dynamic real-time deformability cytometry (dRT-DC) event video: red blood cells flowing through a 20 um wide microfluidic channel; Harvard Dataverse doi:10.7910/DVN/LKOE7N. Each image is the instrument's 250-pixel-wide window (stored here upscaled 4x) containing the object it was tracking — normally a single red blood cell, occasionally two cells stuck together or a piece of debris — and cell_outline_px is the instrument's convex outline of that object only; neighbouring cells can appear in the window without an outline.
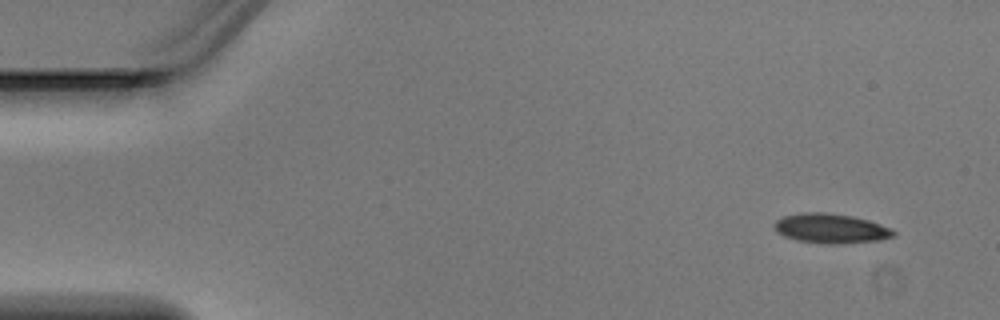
{"species": "Egyptian fruit bat (a non-hibernating species)", "species_latin": "Rousettus aegyptiacus", "temperature_condition": "warm", "stored_images_in_passage": 6, "camera_frame_rate_fps": 3000, "um_per_image_px": 0.085, "animal": {"sex": "male"}, "frame": {"image": 1, "passage_image": 1, "time_ms": 0.0, "image_size_px": [1000, 320], "cell_outline_px": [[896, 236], [880, 240], [844, 244], [824, 244], [796, 240], [784, 236], [776, 232], [776, 220], [784, 216], [804, 212], [828, 212], [852, 216], [868, 220], [892, 228], [896, 232]], "centroid_in_image_um": [70.67, 19.43], "position_along_channel_um": 14.3, "area_um2": 20.75}}
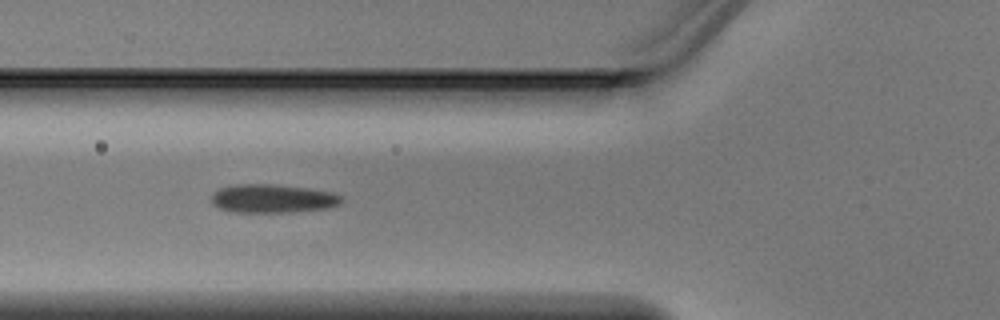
{"frame": {"image": 2, "passage_image": 5, "time_ms": 1.333, "image_size_px": [1000, 320], "cell_outline_px": [[344, 200], [340, 204], [328, 208], [280, 212], [236, 212], [220, 208], [212, 204], [212, 192], [220, 188], [236, 184], [272, 184], [304, 188], [332, 192], [340, 196]], "centroid_in_image_um": [23.15, 16.87], "position_along_channel_um": 102.7, "area_um2": 21.39}}
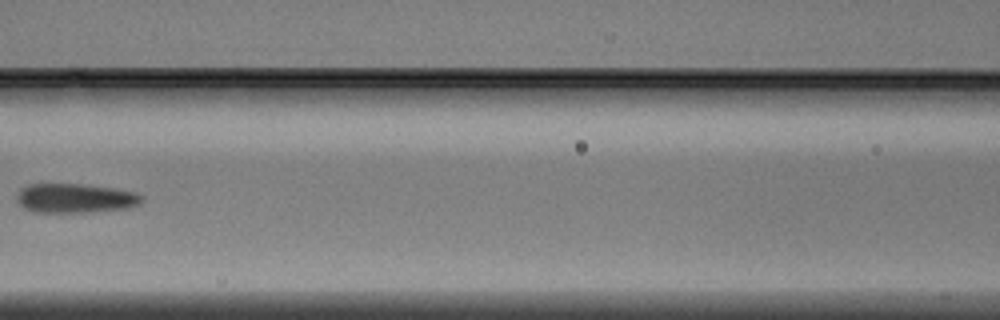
{"frame": {"image": 3, "passage_image": 6, "time_ms": 1.667, "image_size_px": [1000, 320], "cell_outline_px": [[144, 200], [140, 204], [128, 208], [84, 212], [36, 212], [24, 208], [16, 200], [16, 196], [20, 188], [28, 184], [84, 184], [112, 188], [136, 192], [144, 196]], "centroid_in_image_um": [6.4, 16.84], "position_along_channel_um": 160.2, "area_um2": 21.44}}